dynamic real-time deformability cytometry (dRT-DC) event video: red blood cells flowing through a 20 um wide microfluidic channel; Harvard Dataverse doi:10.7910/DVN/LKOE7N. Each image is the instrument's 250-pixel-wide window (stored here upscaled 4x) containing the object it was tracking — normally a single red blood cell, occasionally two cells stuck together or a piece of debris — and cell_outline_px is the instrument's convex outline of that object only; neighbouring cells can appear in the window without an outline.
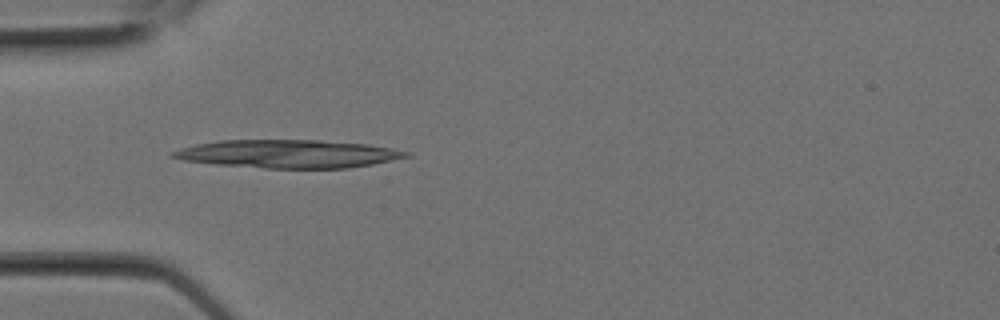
{"species": "Egyptian fruit bat (a non-hibernating species)", "species_latin": "Rousettus aegyptiacus", "temperature_condition": "room temperature", "stored_images_in_passage": 3, "camera_frame_rate_fps": 3000, "um_per_image_px": 0.085, "animal": {"sex": "female"}, "frame": {"image": 1, "passage_image": 3, "time_ms": 0.667, "image_size_px": [1000, 320], "cell_outline_px": [[412, 156], [372, 164], [348, 168], [264, 168], [216, 164], [184, 160], [168, 156], [172, 152], [180, 148], [196, 144], [220, 140], [320, 140], [368, 144], [392, 148], [412, 152]], "centroid_in_image_um": [24.53, 13.07], "position_along_channel_um": 60.5, "area_um2": 38.26}}